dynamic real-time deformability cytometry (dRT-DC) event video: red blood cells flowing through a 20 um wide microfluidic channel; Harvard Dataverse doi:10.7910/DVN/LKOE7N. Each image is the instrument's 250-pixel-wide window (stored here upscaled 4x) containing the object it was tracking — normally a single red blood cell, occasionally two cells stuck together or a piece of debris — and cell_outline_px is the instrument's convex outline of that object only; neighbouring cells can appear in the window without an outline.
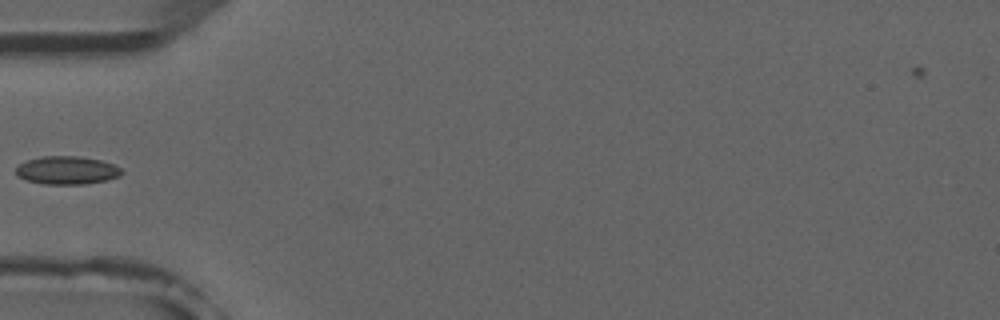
{"species": "common noctule bat (a hibernating species)", "species_latin": "Nyctalus noctula", "temperature_condition": "room temperature", "stored_images_in_passage": 6, "camera_frame_rate_fps": 3000, "um_per_image_px": 0.085, "animal": {"sex": "male", "forearm_length_mm": 52.5}, "frame": {"image": 1, "passage_image": 5, "time_ms": 4.667, "image_size_px": [1000, 320], "cell_outline_px": [[124, 172], [120, 176], [108, 180], [84, 184], [44, 184], [28, 180], [16, 176], [16, 168], [20, 164], [28, 160], [44, 156], [76, 156], [100, 160], [112, 164], [120, 168]], "centroid_in_image_um": [5.7, 14.48], "position_along_channel_um": 79.3, "area_um2": 17.22}}
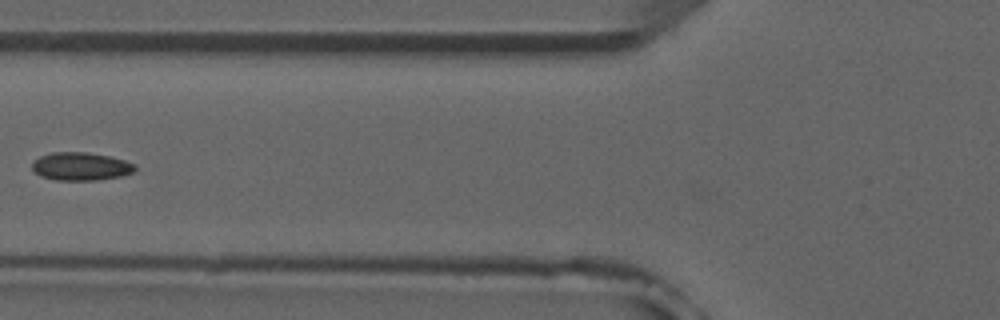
{"frame": {"image": 2, "passage_image": 6, "time_ms": 5.667, "image_size_px": [1000, 320], "cell_outline_px": [[136, 168], [132, 172], [120, 176], [96, 180], [56, 180], [40, 176], [32, 168], [32, 160], [40, 156], [52, 152], [84, 152], [108, 156], [124, 160], [136, 164]], "centroid_in_image_um": [6.84, 14.14], "position_along_channel_um": 119.0, "area_um2": 16.76}}